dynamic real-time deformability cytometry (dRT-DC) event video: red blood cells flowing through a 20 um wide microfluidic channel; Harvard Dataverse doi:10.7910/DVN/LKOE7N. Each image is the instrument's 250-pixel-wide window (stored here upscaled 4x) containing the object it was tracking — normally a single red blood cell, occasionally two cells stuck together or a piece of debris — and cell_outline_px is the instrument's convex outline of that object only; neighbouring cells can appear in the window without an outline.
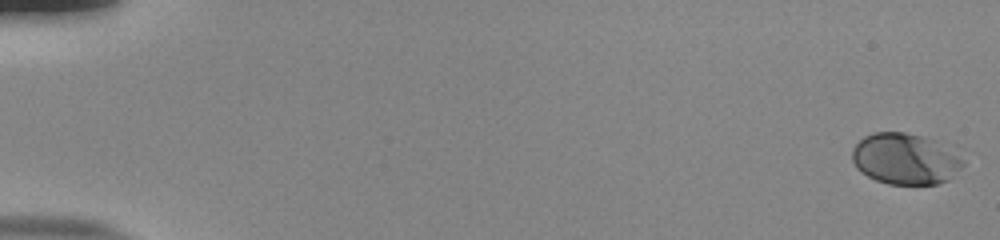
{"species": "human", "species_latin": "Homo sapiens", "temperature_condition": "room temperature", "stored_images_in_passage": 55, "camera_frame_rate_fps": 3000, "um_per_image_px": 0.085, "donor": {"sex": "male"}, "frame": {"image": 1, "passage_image": 1, "time_ms": 0.0, "image_size_px": [1000, 240], "cell_outline_px": [[964, 164], [948, 180], [936, 184], [888, 184], [876, 180], [860, 172], [856, 168], [852, 160], [852, 148], [864, 136], [872, 132], [904, 132], [924, 136], [936, 140], [964, 160]], "centroid_in_image_um": [76.9, 13.5], "position_along_channel_um": 8.1, "area_um2": 33.0}}
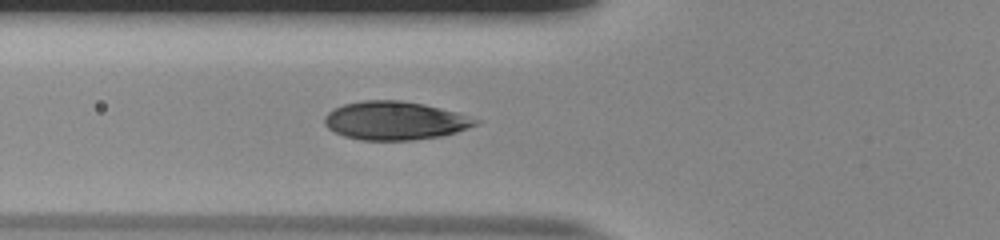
{"frame": {"image": 2, "passage_image": 22, "time_ms": 7.0, "image_size_px": [1000, 240], "cell_outline_px": [[480, 124], [456, 132], [440, 136], [412, 140], [360, 140], [344, 136], [328, 128], [324, 124], [324, 116], [332, 108], [344, 104], [364, 100], [400, 100], [424, 104], [456, 112], [480, 120]], "centroid_in_image_um": [33.56, 10.25], "position_along_channel_um": 92.2, "area_um2": 33.87}}
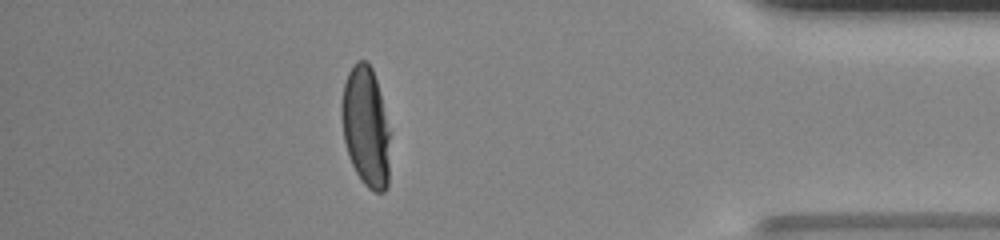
{"frame": {"image": 3, "passage_image": 49, "time_ms": 16.0, "image_size_px": [1000, 240], "cell_outline_px": [[388, 188], [384, 192], [372, 192], [364, 184], [356, 172], [348, 156], [344, 140], [340, 116], [340, 104], [344, 84], [348, 72], [356, 60], [364, 60], [372, 68], [376, 80], [380, 96], [388, 132]], "centroid_in_image_um": [31.04, 10.79], "position_along_channel_um": 404.2, "area_um2": 33.52}, "authors_computed_cell_mechanics": {"area_um2": 33.9286, "velocity_mm_per_s": 3.8304, "shape_relaxation_time_tau1_ms": 3.1545, "shape_relaxation_time_tau2_ms": null, "deformation_change_tau1": 0.1835, "deformation_change_tau2": null}}